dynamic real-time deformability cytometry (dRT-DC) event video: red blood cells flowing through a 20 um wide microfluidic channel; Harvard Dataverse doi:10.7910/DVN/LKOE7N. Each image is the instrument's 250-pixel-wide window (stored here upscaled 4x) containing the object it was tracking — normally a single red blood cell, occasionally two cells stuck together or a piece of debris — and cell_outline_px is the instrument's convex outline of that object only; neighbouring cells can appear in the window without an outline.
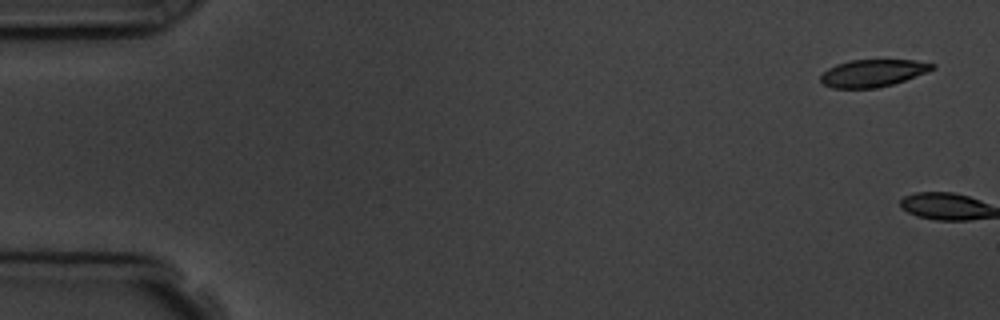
{"species": "common noctule bat (a hibernating species)", "species_latin": "Nyctalus noctula", "temperature_condition": "room temperature", "stored_images_in_passage": 11, "camera_frame_rate_fps": 3000, "um_per_image_px": 0.085, "animal": {"sex": "male", "body_mass_g": 19.5, "forearm_length_mm": 54.6}, "frame": {"image": 1, "passage_image": 1, "time_ms": 0.0, "image_size_px": [1000, 320], "cell_outline_px": [[936, 68], [904, 80], [892, 84], [876, 88], [832, 88], [824, 84], [820, 80], [820, 76], [828, 68], [836, 64], [852, 60], [916, 60], [936, 64]], "centroid_in_image_um": [74.18, 6.21], "position_along_channel_um": 10.8, "area_um2": 17.63}}
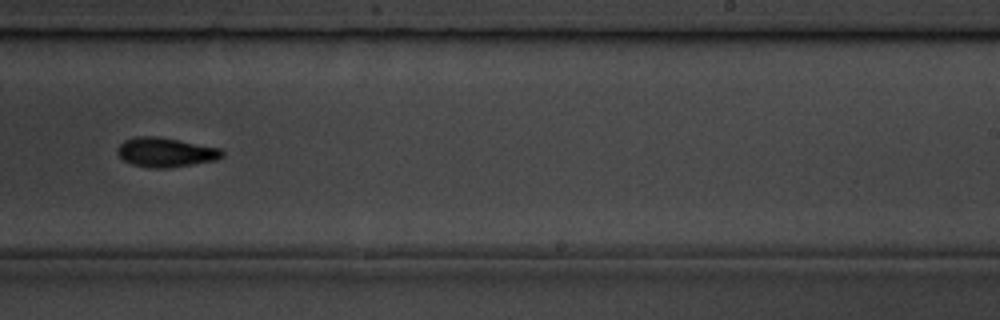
{"frame": {"image": 2, "passage_image": 11, "time_ms": 11.333, "image_size_px": [1000, 320], "cell_outline_px": [[224, 156], [216, 160], [168, 168], [148, 168], [132, 164], [124, 160], [116, 152], [116, 148], [124, 140], [136, 136], [156, 136], [220, 148], [224, 152]], "centroid_in_image_um": [14.05, 12.95], "position_along_channel_um": 274.9, "area_um2": 17.92}}